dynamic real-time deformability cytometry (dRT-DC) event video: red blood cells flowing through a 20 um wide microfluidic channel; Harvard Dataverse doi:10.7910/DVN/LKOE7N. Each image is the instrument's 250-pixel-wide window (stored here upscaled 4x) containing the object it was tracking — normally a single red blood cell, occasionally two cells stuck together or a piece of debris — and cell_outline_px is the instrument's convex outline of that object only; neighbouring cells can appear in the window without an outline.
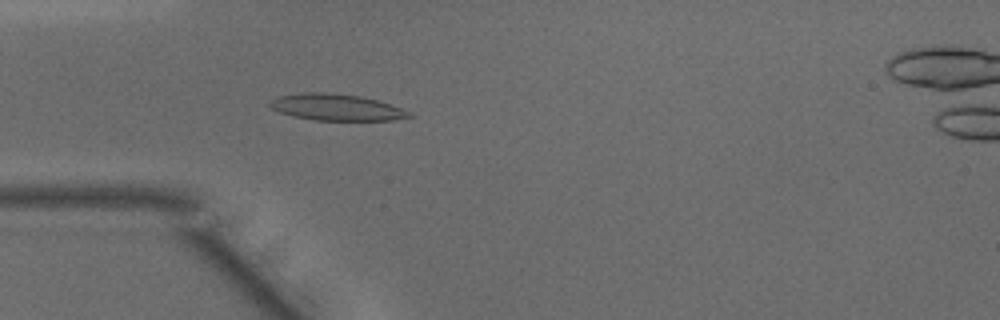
{"species": "common noctule bat (a hibernating species)", "species_latin": "Nyctalus noctula", "temperature_condition": "warm", "stored_images_in_passage": 48, "camera_frame_rate_fps": 3000, "um_per_image_px": 0.085, "animal": {"sex": "male", "body_mass_g": 15.6}, "frame": {"image": 1, "passage_image": 14, "time_ms": 4.333, "image_size_px": [1000, 320], "cell_outline_px": [[416, 116], [392, 120], [312, 120], [292, 116], [280, 112], [272, 108], [268, 104], [268, 100], [276, 96], [300, 92], [324, 92], [360, 96], [376, 100], [412, 112]], "centroid_in_image_um": [28.54, 9.11], "position_along_channel_um": 56.5, "area_um2": 21.62}}
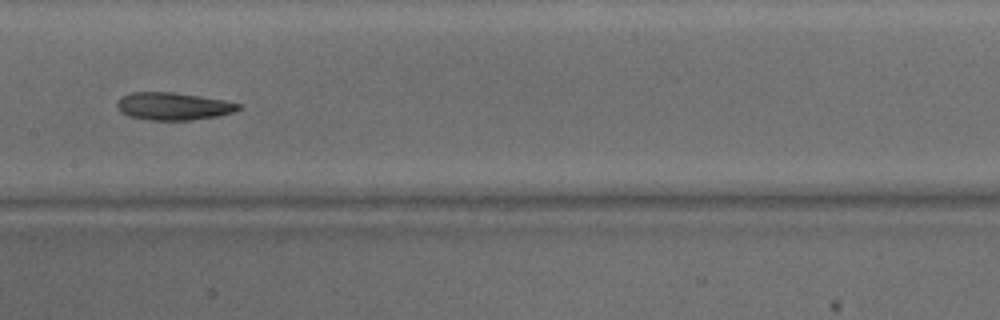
{"frame": {"image": 2, "passage_image": 24, "time_ms": 7.667, "image_size_px": [1000, 320], "cell_outline_px": [[244, 108], [236, 112], [216, 116], [192, 120], [148, 120], [128, 116], [120, 112], [116, 104], [120, 96], [132, 92], [172, 92], [200, 96], [224, 100], [244, 104]], "centroid_in_image_um": [14.76, 9.03], "position_along_channel_um": 192.6, "area_um2": 19.83}}
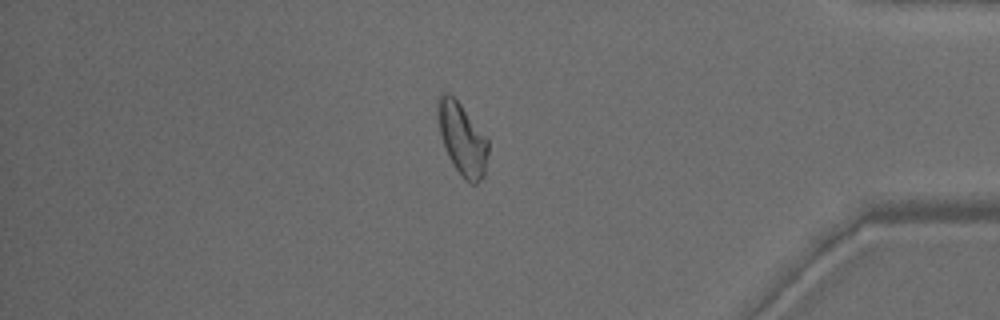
{"frame": {"image": 3, "passage_image": 41, "time_ms": 13.333, "image_size_px": [1000, 320], "cell_outline_px": [[488, 152], [484, 176], [476, 184], [472, 184], [464, 180], [452, 164], [448, 156], [440, 132], [436, 104], [436, 100], [440, 92], [448, 92], [460, 104], [488, 140]], "centroid_in_image_um": [39.27, 11.82], "position_along_channel_um": 395.9, "area_um2": 20.98}, "authors_computed_cell_mechanics": {"area_um2": 20.8369, "velocity_mm_per_s": 4.1846, "shape_relaxation_time_tau1_ms": null, "shape_relaxation_time_tau2_ms": 3.959, "deformation_change_tau1": null, "deformation_change_tau2": 0.1303}}